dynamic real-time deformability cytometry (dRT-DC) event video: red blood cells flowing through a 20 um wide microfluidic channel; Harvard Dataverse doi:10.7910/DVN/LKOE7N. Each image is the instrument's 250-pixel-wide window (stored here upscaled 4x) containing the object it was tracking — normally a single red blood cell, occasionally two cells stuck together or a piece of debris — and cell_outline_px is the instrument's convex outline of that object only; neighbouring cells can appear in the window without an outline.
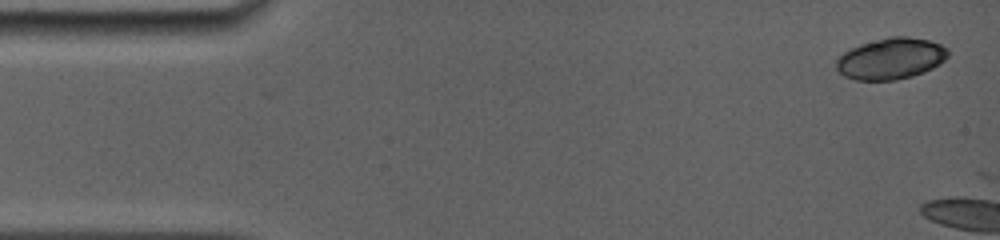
{"species": "common noctule bat (a hibernating species)", "species_latin": "Nyctalus noctula", "temperature_condition": "room temperature", "stored_images_in_passage": 2, "camera_frame_rate_fps": 5000, "um_per_image_px": 0.085, "animal": {"sex": "female", "body_mass_g": 19.0, "forearm_length_mm": 56.7}, "frame": {"image": 1, "passage_image": 1, "time_ms": 0.0, "image_size_px": [1000, 240], "cell_outline_px": [[948, 56], [940, 64], [924, 72], [912, 76], [896, 80], [856, 80], [844, 76], [836, 68], [836, 60], [844, 52], [860, 44], [888, 36], [908, 36], [928, 40], [940, 44], [948, 48]], "centroid_in_image_um": [75.73, 4.98], "position_along_channel_um": 9.3, "area_um2": 26.93}}